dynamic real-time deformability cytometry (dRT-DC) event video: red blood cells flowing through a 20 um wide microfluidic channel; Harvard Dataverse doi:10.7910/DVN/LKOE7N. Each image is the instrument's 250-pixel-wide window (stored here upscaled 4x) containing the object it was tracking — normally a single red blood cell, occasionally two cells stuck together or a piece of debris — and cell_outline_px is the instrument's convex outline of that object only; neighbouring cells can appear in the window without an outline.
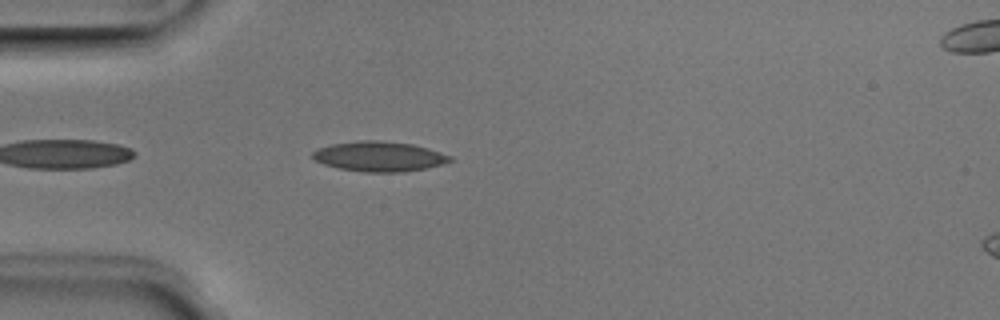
{"species": "Egyptian fruit bat (a non-hibernating species)", "species_latin": "Rousettus aegyptiacus", "temperature_condition": "room temperature", "stored_images_in_passage": 25, "camera_frame_rate_fps": 3000, "um_per_image_px": 0.085, "animal": {"sex": "male"}, "frame": {"image": 1, "passage_image": 3, "time_ms": 0.667, "image_size_px": [1000, 320], "cell_outline_px": [[456, 160], [444, 164], [404, 172], [364, 172], [340, 168], [324, 164], [316, 160], [312, 156], [312, 152], [316, 148], [332, 144], [360, 140], [380, 140], [412, 144], [428, 148], [452, 156]], "centroid_in_image_um": [32.26, 13.29], "position_along_channel_um": 52.7, "area_um2": 24.1}}
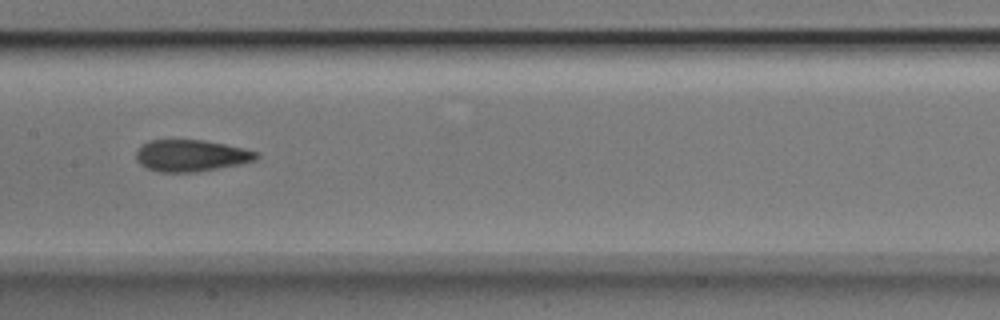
{"frame": {"image": 2, "passage_image": 14, "time_ms": 4.333, "image_size_px": [1000, 320], "cell_outline_px": [[260, 156], [256, 160], [240, 164], [196, 172], [160, 172], [148, 168], [140, 164], [136, 160], [136, 152], [148, 140], [204, 140], [244, 148], [260, 152]], "centroid_in_image_um": [16.28, 13.23], "position_along_channel_um": 191.1, "area_um2": 22.2}}
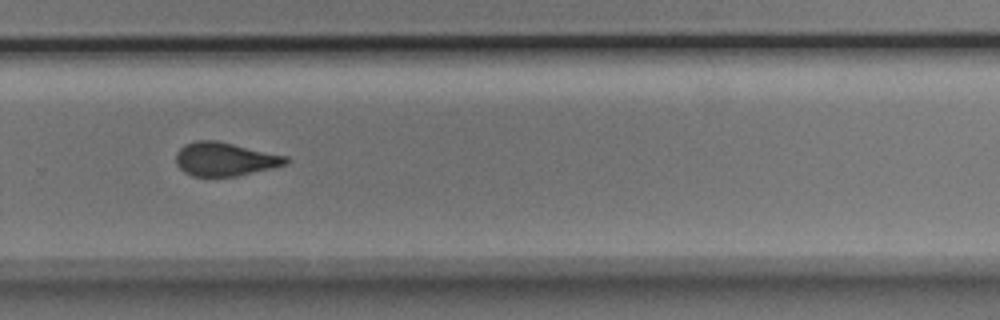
{"frame": {"image": 3, "passage_image": 23, "time_ms": 7.333, "image_size_px": [1000, 320], "cell_outline_px": [[288, 164], [272, 168], [236, 176], [192, 176], [184, 172], [176, 164], [176, 152], [184, 144], [196, 140], [216, 140], [288, 156]], "centroid_in_image_um": [19.1, 13.52], "position_along_channel_um": 310.7, "area_um2": 21.56}}